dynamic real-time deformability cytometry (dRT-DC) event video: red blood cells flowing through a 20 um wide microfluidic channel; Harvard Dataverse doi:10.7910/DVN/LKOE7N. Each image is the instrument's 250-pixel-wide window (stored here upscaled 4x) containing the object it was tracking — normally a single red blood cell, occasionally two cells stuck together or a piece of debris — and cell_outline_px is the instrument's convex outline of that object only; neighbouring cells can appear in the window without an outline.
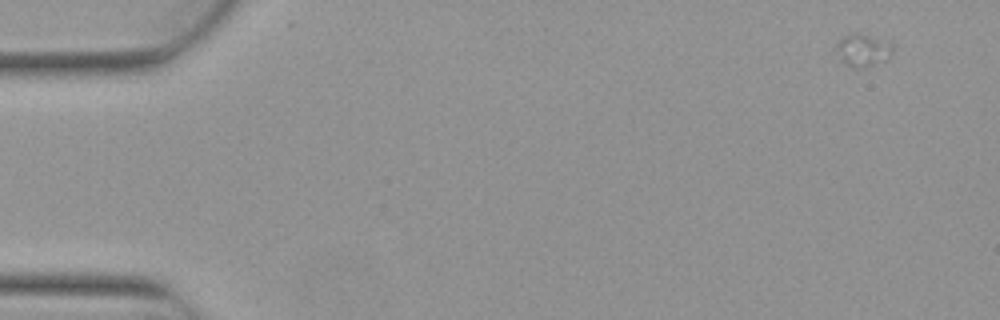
{"species": "Egyptian fruit bat (a non-hibernating species)", "species_latin": "Rousettus aegyptiacus", "temperature_condition": "warm", "stored_images_in_passage": 5, "camera_frame_rate_fps": 3000, "um_per_image_px": 0.085, "animal": {"sex": "female"}, "frame": {"image": 1, "passage_image": 1, "time_ms": 0.0, "image_size_px": [1000, 320], "cell_outline_px": [[892, 52], [884, 60], [860, 68], [852, 68], [840, 60], [836, 48], [836, 44], [844, 36], [852, 32], [856, 32], [892, 40]], "centroid_in_image_um": [73.35, 4.22], "position_along_channel_um": 11.6, "area_um2": 10.81}}